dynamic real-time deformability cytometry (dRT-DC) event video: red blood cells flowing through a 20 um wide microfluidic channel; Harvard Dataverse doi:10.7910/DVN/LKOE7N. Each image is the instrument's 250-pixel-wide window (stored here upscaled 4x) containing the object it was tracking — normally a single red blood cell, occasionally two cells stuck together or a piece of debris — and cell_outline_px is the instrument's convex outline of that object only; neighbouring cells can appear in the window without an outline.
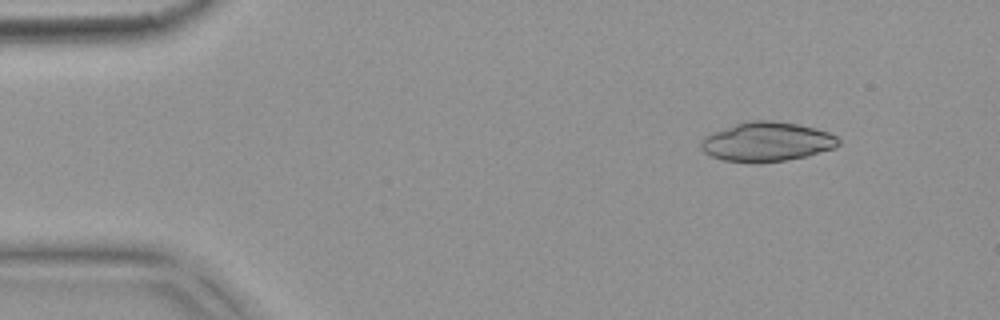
{"species": "common noctule bat (a hibernating species)", "species_latin": "Nyctalus noctula", "temperature_condition": "warm", "stored_images_in_passage": 7, "camera_frame_rate_fps": 3000, "um_per_image_px": 0.085, "animal": {"sex": "female", "body_mass_g": 18.4}, "frame": {"image": 1, "passage_image": 2, "time_ms": 0.333, "image_size_px": [1000, 320], "cell_outline_px": [[840, 144], [836, 148], [808, 156], [784, 160], [724, 160], [712, 156], [704, 152], [700, 148], [700, 140], [704, 136], [712, 132], [744, 120], [772, 120], [796, 124], [816, 128], [828, 132], [836, 136], [840, 140]], "centroid_in_image_um": [65.2, 12.0], "position_along_channel_um": 19.8, "area_um2": 31.15}}
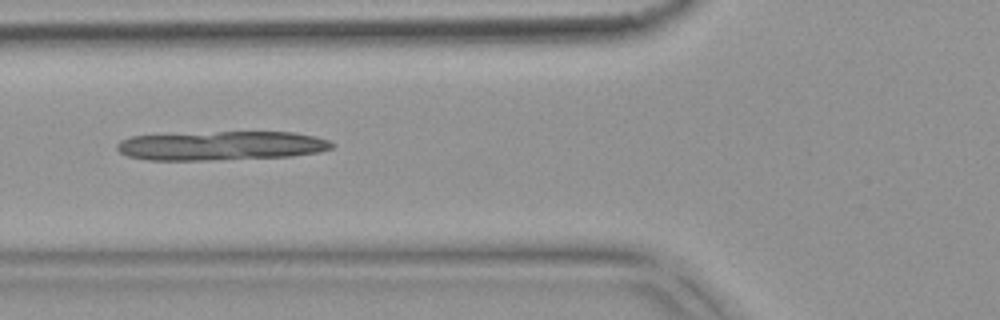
{"frame": {"image": 2, "passage_image": 6, "time_ms": 1.667, "image_size_px": [1000, 320], "cell_outline_px": [[336, 144], [332, 148], [320, 152], [292, 156], [212, 160], [148, 160], [128, 156], [120, 152], [116, 148], [116, 144], [120, 140], [132, 136], [216, 132], [296, 132], [316, 136], [328, 140]], "centroid_in_image_um": [18.85, 12.39], "position_along_channel_um": 106.9, "area_um2": 36.53}}
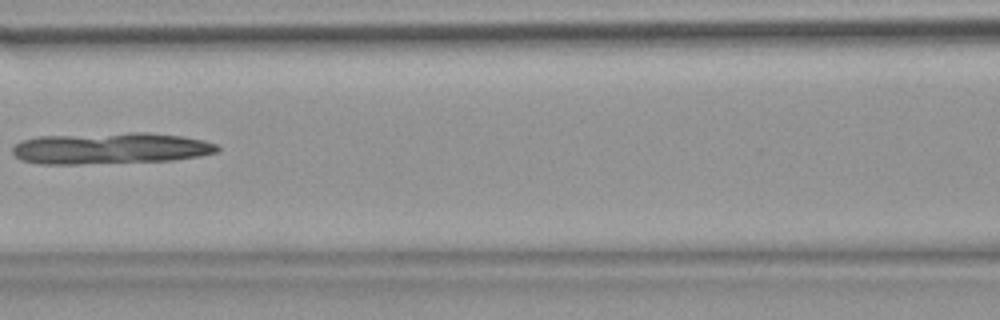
{"frame": {"image": 3, "passage_image": 7, "time_ms": 2.0, "image_size_px": [1000, 320], "cell_outline_px": [[220, 152], [200, 156], [172, 160], [80, 164], [40, 164], [20, 160], [12, 152], [12, 148], [20, 140], [40, 136], [128, 132], [148, 132], [180, 136], [204, 140], [216, 144], [220, 148]], "centroid_in_image_um": [9.39, 12.6], "position_along_channel_um": 157.2, "area_um2": 37.74}}